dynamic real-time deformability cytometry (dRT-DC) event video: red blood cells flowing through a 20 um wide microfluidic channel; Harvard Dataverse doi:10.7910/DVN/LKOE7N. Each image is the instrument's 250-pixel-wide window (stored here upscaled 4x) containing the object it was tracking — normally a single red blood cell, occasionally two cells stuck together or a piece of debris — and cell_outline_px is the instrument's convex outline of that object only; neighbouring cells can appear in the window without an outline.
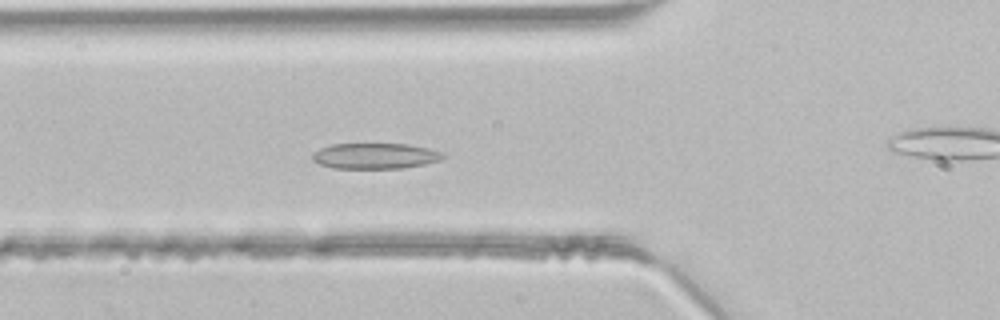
{"species": "common noctule bat (a hibernating species)", "species_latin": "Nyctalus noctula", "temperature_condition": "room temperature", "stored_images_in_passage": 47, "camera_frame_rate_fps": 3000, "um_per_image_px": 0.085, "animal": {"sex": "male", "body_mass_g": 21.5, "forearm_length_mm": 52.0}, "frame": {"image": 1, "passage_image": 16, "time_ms": 5.0, "image_size_px": [1000, 320], "cell_outline_px": [[448, 156], [440, 160], [424, 164], [400, 168], [332, 168], [320, 164], [312, 160], [312, 152], [320, 148], [332, 144], [408, 144], [444, 152]], "centroid_in_image_um": [31.89, 13.25], "position_along_channel_um": 93.9, "area_um2": 19.59}}
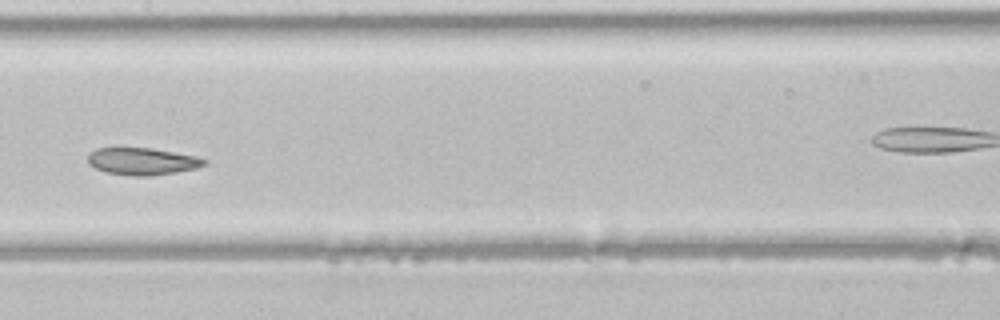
{"frame": {"image": 2, "passage_image": 23, "time_ms": 7.333, "image_size_px": [1000, 320], "cell_outline_px": [[208, 164], [196, 168], [152, 176], [132, 176], [104, 172], [88, 164], [88, 156], [96, 148], [152, 148], [196, 156], [208, 160]], "centroid_in_image_um": [12.11, 13.72], "position_along_channel_um": 195.3, "area_um2": 18.44}}
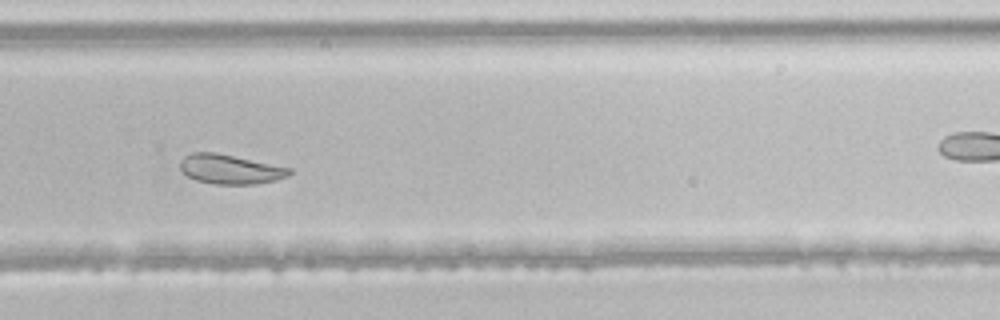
{"frame": {"image": 3, "passage_image": 31, "time_ms": 10.0, "image_size_px": [1000, 320], "cell_outline_px": [[292, 172], [288, 176], [276, 180], [256, 184], [216, 184], [196, 180], [188, 176], [180, 168], [180, 160], [184, 156], [192, 152], [216, 152], [292, 168]], "centroid_in_image_um": [19.57, 14.38], "position_along_channel_um": 310.2, "area_um2": 18.79}}